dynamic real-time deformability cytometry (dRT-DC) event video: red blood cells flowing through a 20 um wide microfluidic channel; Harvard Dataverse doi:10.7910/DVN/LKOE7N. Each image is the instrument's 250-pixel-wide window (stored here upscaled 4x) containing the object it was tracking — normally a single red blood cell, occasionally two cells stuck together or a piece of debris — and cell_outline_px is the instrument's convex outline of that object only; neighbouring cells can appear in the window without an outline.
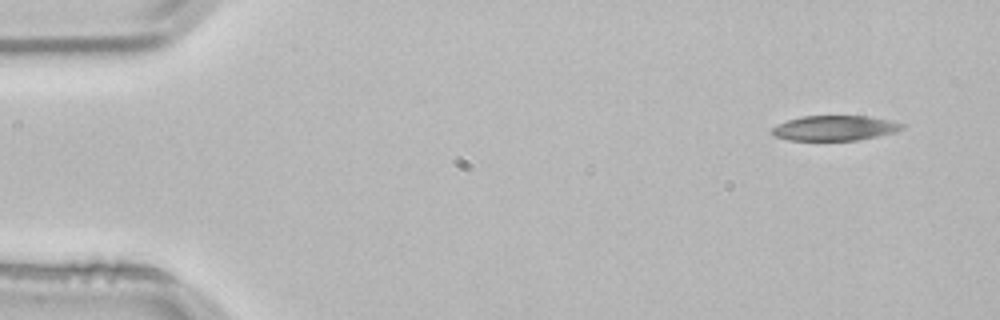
{"species": "common noctule bat (a hibernating species)", "species_latin": "Nyctalus noctula", "temperature_condition": "room temperature", "stored_images_in_passage": 3, "segment_of_instrument_passage": [1, 2], "camera_frame_rate_fps": 3000, "um_per_image_px": 0.085, "animal": {"sex": "male", "body_mass_g": 21.5, "forearm_length_mm": 52.0}, "frame": {"image": 1, "passage_image": 1, "time_ms": 0.0, "image_size_px": [1000, 320], "cell_outline_px": [[904, 128], [896, 132], [856, 140], [788, 140], [776, 136], [772, 132], [772, 128], [776, 124], [788, 120], [804, 116], [868, 116], [892, 120], [904, 124]], "centroid_in_image_um": [70.98, 10.88], "position_along_channel_um": 14.0, "area_um2": 18.9}}